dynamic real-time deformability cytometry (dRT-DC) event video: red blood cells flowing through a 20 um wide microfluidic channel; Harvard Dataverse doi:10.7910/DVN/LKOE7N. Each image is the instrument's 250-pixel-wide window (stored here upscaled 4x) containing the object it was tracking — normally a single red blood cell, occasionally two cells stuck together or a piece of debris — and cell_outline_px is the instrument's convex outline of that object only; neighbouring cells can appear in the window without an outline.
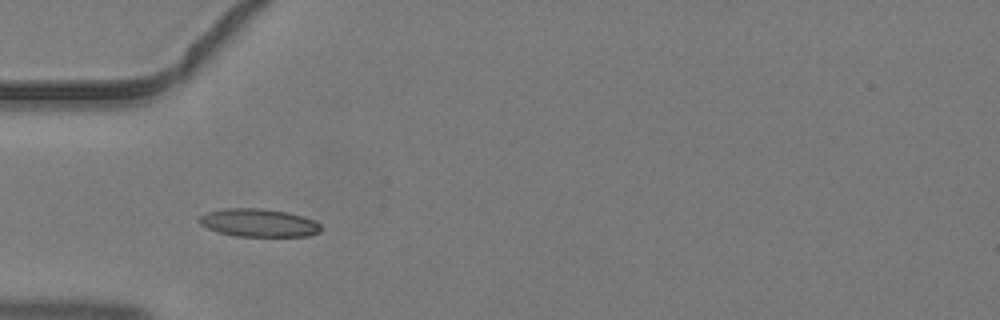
{"species": "common noctule bat (a hibernating species)", "species_latin": "Nyctalus noctula", "temperature_condition": "warm", "stored_images_in_passage": 5, "camera_frame_rate_fps": 3000, "um_per_image_px": 0.085, "animal": {"sex": "male", "body_mass_g": 19.2, "forearm_length_mm": 51.8}, "frame": {"image": 1, "passage_image": 4, "time_ms": 1.0, "image_size_px": [1000, 320], "cell_outline_px": [[320, 232], [308, 236], [236, 236], [220, 232], [208, 228], [200, 224], [196, 220], [200, 216], [208, 212], [224, 208], [260, 208], [288, 212], [316, 220], [320, 224]], "centroid_in_image_um": [22.0, 18.93], "position_along_channel_um": 63.0, "area_um2": 19.88}}
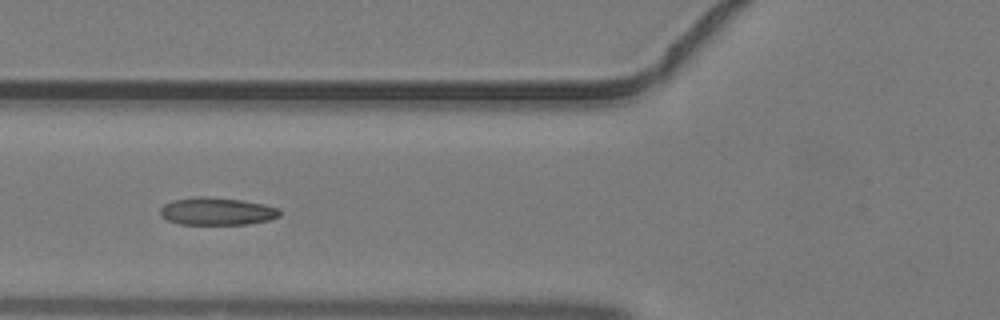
{"frame": {"image": 2, "passage_image": 5, "time_ms": 1.333, "image_size_px": [1000, 320], "cell_outline_px": [[280, 216], [268, 220], [248, 224], [180, 224], [168, 220], [160, 216], [160, 208], [164, 204], [172, 200], [196, 196], [200, 196], [240, 200], [264, 204], [276, 208], [280, 212]], "centroid_in_image_um": [18.39, 17.96], "position_along_channel_um": 107.4, "area_um2": 19.07}}